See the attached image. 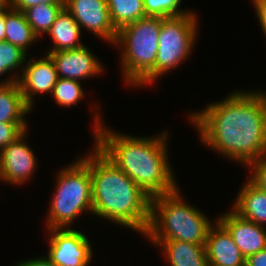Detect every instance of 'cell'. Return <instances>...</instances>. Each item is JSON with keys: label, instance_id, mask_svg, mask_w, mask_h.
<instances>
[{"label": "cell", "instance_id": "obj_6", "mask_svg": "<svg viewBox=\"0 0 266 266\" xmlns=\"http://www.w3.org/2000/svg\"><path fill=\"white\" fill-rule=\"evenodd\" d=\"M58 172L55 192L47 211V229L70 228L81 213H93L90 154Z\"/></svg>", "mask_w": 266, "mask_h": 266}, {"label": "cell", "instance_id": "obj_3", "mask_svg": "<svg viewBox=\"0 0 266 266\" xmlns=\"http://www.w3.org/2000/svg\"><path fill=\"white\" fill-rule=\"evenodd\" d=\"M90 152L93 214L145 235L151 198L96 146Z\"/></svg>", "mask_w": 266, "mask_h": 266}, {"label": "cell", "instance_id": "obj_25", "mask_svg": "<svg viewBox=\"0 0 266 266\" xmlns=\"http://www.w3.org/2000/svg\"><path fill=\"white\" fill-rule=\"evenodd\" d=\"M27 128V123H0V151L27 131Z\"/></svg>", "mask_w": 266, "mask_h": 266}, {"label": "cell", "instance_id": "obj_33", "mask_svg": "<svg viewBox=\"0 0 266 266\" xmlns=\"http://www.w3.org/2000/svg\"><path fill=\"white\" fill-rule=\"evenodd\" d=\"M5 72L3 71V63L0 62V76L3 75Z\"/></svg>", "mask_w": 266, "mask_h": 266}, {"label": "cell", "instance_id": "obj_16", "mask_svg": "<svg viewBox=\"0 0 266 266\" xmlns=\"http://www.w3.org/2000/svg\"><path fill=\"white\" fill-rule=\"evenodd\" d=\"M164 249L170 266H209L205 244H193L178 240H150Z\"/></svg>", "mask_w": 266, "mask_h": 266}, {"label": "cell", "instance_id": "obj_11", "mask_svg": "<svg viewBox=\"0 0 266 266\" xmlns=\"http://www.w3.org/2000/svg\"><path fill=\"white\" fill-rule=\"evenodd\" d=\"M59 78L81 80L102 73V64L88 47L48 52Z\"/></svg>", "mask_w": 266, "mask_h": 266}, {"label": "cell", "instance_id": "obj_29", "mask_svg": "<svg viewBox=\"0 0 266 266\" xmlns=\"http://www.w3.org/2000/svg\"><path fill=\"white\" fill-rule=\"evenodd\" d=\"M245 266H266V248L249 255Z\"/></svg>", "mask_w": 266, "mask_h": 266}, {"label": "cell", "instance_id": "obj_28", "mask_svg": "<svg viewBox=\"0 0 266 266\" xmlns=\"http://www.w3.org/2000/svg\"><path fill=\"white\" fill-rule=\"evenodd\" d=\"M255 12L266 36V0H253Z\"/></svg>", "mask_w": 266, "mask_h": 266}, {"label": "cell", "instance_id": "obj_14", "mask_svg": "<svg viewBox=\"0 0 266 266\" xmlns=\"http://www.w3.org/2000/svg\"><path fill=\"white\" fill-rule=\"evenodd\" d=\"M208 232L205 249L209 266H245L246 258L228 230L218 221Z\"/></svg>", "mask_w": 266, "mask_h": 266}, {"label": "cell", "instance_id": "obj_10", "mask_svg": "<svg viewBox=\"0 0 266 266\" xmlns=\"http://www.w3.org/2000/svg\"><path fill=\"white\" fill-rule=\"evenodd\" d=\"M27 131L0 151V181L21 185L32 177L37 158L25 143Z\"/></svg>", "mask_w": 266, "mask_h": 266}, {"label": "cell", "instance_id": "obj_2", "mask_svg": "<svg viewBox=\"0 0 266 266\" xmlns=\"http://www.w3.org/2000/svg\"><path fill=\"white\" fill-rule=\"evenodd\" d=\"M95 114V146L150 198L178 189L167 150V133L134 137L107 129Z\"/></svg>", "mask_w": 266, "mask_h": 266}, {"label": "cell", "instance_id": "obj_15", "mask_svg": "<svg viewBox=\"0 0 266 266\" xmlns=\"http://www.w3.org/2000/svg\"><path fill=\"white\" fill-rule=\"evenodd\" d=\"M19 77L11 75L0 82V123H26L24 116L32 110L24 101Z\"/></svg>", "mask_w": 266, "mask_h": 266}, {"label": "cell", "instance_id": "obj_30", "mask_svg": "<svg viewBox=\"0 0 266 266\" xmlns=\"http://www.w3.org/2000/svg\"><path fill=\"white\" fill-rule=\"evenodd\" d=\"M16 266H58L54 264L46 255L40 258H31L25 261L18 262Z\"/></svg>", "mask_w": 266, "mask_h": 266}, {"label": "cell", "instance_id": "obj_31", "mask_svg": "<svg viewBox=\"0 0 266 266\" xmlns=\"http://www.w3.org/2000/svg\"><path fill=\"white\" fill-rule=\"evenodd\" d=\"M5 22H4V15L0 16V42H4L5 41Z\"/></svg>", "mask_w": 266, "mask_h": 266}, {"label": "cell", "instance_id": "obj_12", "mask_svg": "<svg viewBox=\"0 0 266 266\" xmlns=\"http://www.w3.org/2000/svg\"><path fill=\"white\" fill-rule=\"evenodd\" d=\"M22 76L17 80L25 103L32 109L33 98L37 93L52 92L58 74L56 66L51 57L47 54L44 58L27 61L26 67L22 66Z\"/></svg>", "mask_w": 266, "mask_h": 266}, {"label": "cell", "instance_id": "obj_23", "mask_svg": "<svg viewBox=\"0 0 266 266\" xmlns=\"http://www.w3.org/2000/svg\"><path fill=\"white\" fill-rule=\"evenodd\" d=\"M146 17H173L193 13L180 9L182 0H143Z\"/></svg>", "mask_w": 266, "mask_h": 266}, {"label": "cell", "instance_id": "obj_19", "mask_svg": "<svg viewBox=\"0 0 266 266\" xmlns=\"http://www.w3.org/2000/svg\"><path fill=\"white\" fill-rule=\"evenodd\" d=\"M5 41L20 47L26 53L28 46L39 38L34 34L25 14L22 11L9 8L4 14Z\"/></svg>", "mask_w": 266, "mask_h": 266}, {"label": "cell", "instance_id": "obj_27", "mask_svg": "<svg viewBox=\"0 0 266 266\" xmlns=\"http://www.w3.org/2000/svg\"><path fill=\"white\" fill-rule=\"evenodd\" d=\"M38 4H64V0H10V7L22 12Z\"/></svg>", "mask_w": 266, "mask_h": 266}, {"label": "cell", "instance_id": "obj_26", "mask_svg": "<svg viewBox=\"0 0 266 266\" xmlns=\"http://www.w3.org/2000/svg\"><path fill=\"white\" fill-rule=\"evenodd\" d=\"M246 168H252V176L248 180L258 189L266 192V157L249 163Z\"/></svg>", "mask_w": 266, "mask_h": 266}, {"label": "cell", "instance_id": "obj_7", "mask_svg": "<svg viewBox=\"0 0 266 266\" xmlns=\"http://www.w3.org/2000/svg\"><path fill=\"white\" fill-rule=\"evenodd\" d=\"M198 22L194 13L162 19L153 82L188 58L195 46Z\"/></svg>", "mask_w": 266, "mask_h": 266}, {"label": "cell", "instance_id": "obj_17", "mask_svg": "<svg viewBox=\"0 0 266 266\" xmlns=\"http://www.w3.org/2000/svg\"><path fill=\"white\" fill-rule=\"evenodd\" d=\"M232 210L239 216L264 226L266 223V192L247 180L239 191Z\"/></svg>", "mask_w": 266, "mask_h": 266}, {"label": "cell", "instance_id": "obj_18", "mask_svg": "<svg viewBox=\"0 0 266 266\" xmlns=\"http://www.w3.org/2000/svg\"><path fill=\"white\" fill-rule=\"evenodd\" d=\"M47 34H50L53 40V47L48 52L76 49L84 45L79 40L81 38L80 26L65 8L57 15Z\"/></svg>", "mask_w": 266, "mask_h": 266}, {"label": "cell", "instance_id": "obj_9", "mask_svg": "<svg viewBox=\"0 0 266 266\" xmlns=\"http://www.w3.org/2000/svg\"><path fill=\"white\" fill-rule=\"evenodd\" d=\"M64 8L80 29L83 27L114 45L118 31L111 21L106 0H64Z\"/></svg>", "mask_w": 266, "mask_h": 266}, {"label": "cell", "instance_id": "obj_20", "mask_svg": "<svg viewBox=\"0 0 266 266\" xmlns=\"http://www.w3.org/2000/svg\"><path fill=\"white\" fill-rule=\"evenodd\" d=\"M111 21L117 31L124 26L145 18L143 0H106Z\"/></svg>", "mask_w": 266, "mask_h": 266}, {"label": "cell", "instance_id": "obj_22", "mask_svg": "<svg viewBox=\"0 0 266 266\" xmlns=\"http://www.w3.org/2000/svg\"><path fill=\"white\" fill-rule=\"evenodd\" d=\"M84 89L79 81L58 78L51 95L56 103L63 107H71L84 97Z\"/></svg>", "mask_w": 266, "mask_h": 266}, {"label": "cell", "instance_id": "obj_5", "mask_svg": "<svg viewBox=\"0 0 266 266\" xmlns=\"http://www.w3.org/2000/svg\"><path fill=\"white\" fill-rule=\"evenodd\" d=\"M162 19L145 17L117 32L114 45L122 48L121 64L126 84L136 87L153 83Z\"/></svg>", "mask_w": 266, "mask_h": 266}, {"label": "cell", "instance_id": "obj_4", "mask_svg": "<svg viewBox=\"0 0 266 266\" xmlns=\"http://www.w3.org/2000/svg\"><path fill=\"white\" fill-rule=\"evenodd\" d=\"M179 191L151 198L150 224L144 236L151 240L205 244L214 223L203 212L185 203Z\"/></svg>", "mask_w": 266, "mask_h": 266}, {"label": "cell", "instance_id": "obj_32", "mask_svg": "<svg viewBox=\"0 0 266 266\" xmlns=\"http://www.w3.org/2000/svg\"><path fill=\"white\" fill-rule=\"evenodd\" d=\"M10 8V0H0V16Z\"/></svg>", "mask_w": 266, "mask_h": 266}, {"label": "cell", "instance_id": "obj_8", "mask_svg": "<svg viewBox=\"0 0 266 266\" xmlns=\"http://www.w3.org/2000/svg\"><path fill=\"white\" fill-rule=\"evenodd\" d=\"M47 257L58 266H89L93 257L89 239L71 228H52Z\"/></svg>", "mask_w": 266, "mask_h": 266}, {"label": "cell", "instance_id": "obj_24", "mask_svg": "<svg viewBox=\"0 0 266 266\" xmlns=\"http://www.w3.org/2000/svg\"><path fill=\"white\" fill-rule=\"evenodd\" d=\"M27 59V53L20 47L6 41L0 42V62L3 63V71L7 73L21 67ZM16 68V69H15Z\"/></svg>", "mask_w": 266, "mask_h": 266}, {"label": "cell", "instance_id": "obj_21", "mask_svg": "<svg viewBox=\"0 0 266 266\" xmlns=\"http://www.w3.org/2000/svg\"><path fill=\"white\" fill-rule=\"evenodd\" d=\"M64 4H38L23 11L34 34L39 38L48 33Z\"/></svg>", "mask_w": 266, "mask_h": 266}, {"label": "cell", "instance_id": "obj_13", "mask_svg": "<svg viewBox=\"0 0 266 266\" xmlns=\"http://www.w3.org/2000/svg\"><path fill=\"white\" fill-rule=\"evenodd\" d=\"M224 214L217 220L228 230L245 258L266 248L265 226L245 219L233 210Z\"/></svg>", "mask_w": 266, "mask_h": 266}, {"label": "cell", "instance_id": "obj_1", "mask_svg": "<svg viewBox=\"0 0 266 266\" xmlns=\"http://www.w3.org/2000/svg\"><path fill=\"white\" fill-rule=\"evenodd\" d=\"M189 119L203 144L247 166L266 157V92H233Z\"/></svg>", "mask_w": 266, "mask_h": 266}]
</instances>
